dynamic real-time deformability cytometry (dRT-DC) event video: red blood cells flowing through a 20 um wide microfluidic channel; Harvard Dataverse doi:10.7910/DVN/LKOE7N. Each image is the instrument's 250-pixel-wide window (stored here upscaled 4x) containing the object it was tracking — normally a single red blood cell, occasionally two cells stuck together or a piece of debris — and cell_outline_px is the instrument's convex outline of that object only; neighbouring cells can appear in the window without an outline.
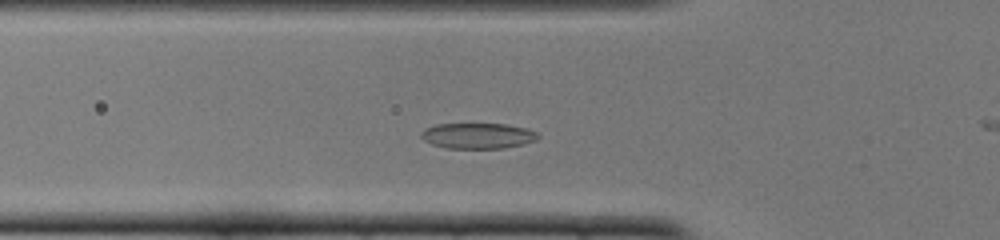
{"species": "common noctule bat (a hibernating species)", "species_latin": "Nyctalus noctula", "temperature_condition": "cold", "stored_images_in_passage": 42, "camera_frame_rate_fps": 3000, "um_per_image_px": 0.085, "animal": {"sex": "female", "body_mass_g": 22.0, "forearm_length_mm": 56.7}, "frame": {"image": 1, "passage_image": 7, "time_ms": 2.0, "image_size_px": [1000, 240], "cell_outline_px": [[540, 136], [536, 140], [524, 144], [504, 148], [448, 148], [432, 144], [424, 140], [420, 136], [420, 132], [424, 128], [436, 124], [508, 124], [528, 128], [540, 132]], "centroid_in_image_um": [40.65, 11.53], "position_along_channel_um": 85.1, "area_um2": 17.69}}
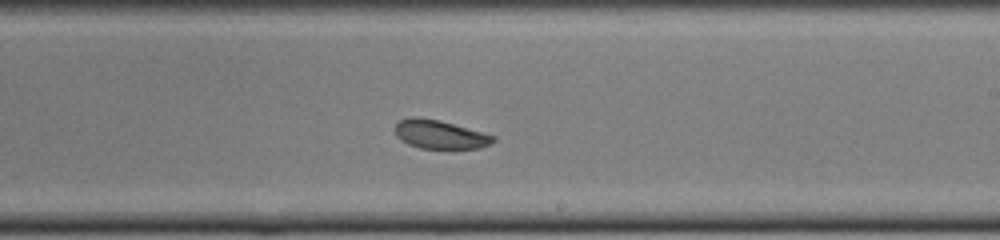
{"frame": {"image": 2, "passage_image": 20, "time_ms": 6.333, "image_size_px": [1000, 240], "cell_outline_px": [[496, 140], [492, 144], [480, 148], [420, 148], [408, 144], [400, 140], [396, 136], [396, 124], [400, 120], [412, 116], [420, 116], [440, 120], [496, 136]], "centroid_in_image_um": [37.4, 11.42], "position_along_channel_um": 251.6, "area_um2": 16.47}}
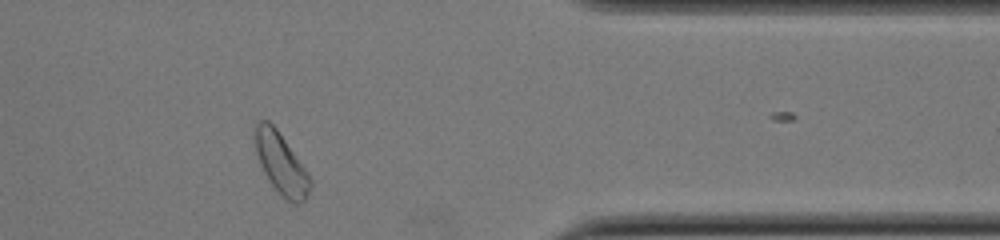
{"frame": {"image": 3, "passage_image": 32, "time_ms": 10.333, "image_size_px": [1000, 240], "cell_outline_px": [[312, 188], [304, 200], [300, 204], [296, 204], [288, 200], [268, 180], [260, 164], [256, 152], [256, 120], [268, 120], [276, 128], [308, 172], [312, 180]], "centroid_in_image_um": [23.92, 13.91], "position_along_channel_um": 387.5, "area_um2": 19.25}, "authors_computed_cell_mechanics": {"area_um2": 17.7735, "velocity_mm_per_s": 3.853, "shape_relaxation_time_tau1_ms": 1.6805, "shape_relaxation_time_tau2_ms": 5.8394, "deformation_change_tau1": 0.0752, "deformation_change_tau2": 0.1175}}